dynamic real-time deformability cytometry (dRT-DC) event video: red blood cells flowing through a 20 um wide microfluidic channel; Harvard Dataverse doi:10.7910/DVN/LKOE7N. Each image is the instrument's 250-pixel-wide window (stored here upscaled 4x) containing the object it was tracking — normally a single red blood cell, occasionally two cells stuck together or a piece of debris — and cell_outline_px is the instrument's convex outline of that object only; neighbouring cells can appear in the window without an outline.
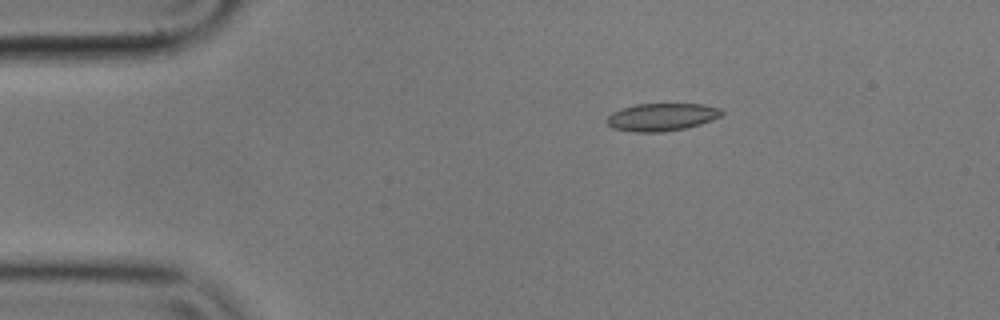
{"species": "common noctule bat (a hibernating species)", "species_latin": "Nyctalus noctula", "temperature_condition": "cold", "stored_images_in_passage": 3, "camera_frame_rate_fps": 3000, "um_per_image_px": 0.085, "animal": {"sex": "male", "body_mass_g": 17.9}, "frame": {"image": 1, "passage_image": 1, "time_ms": 0.0, "image_size_px": [1000, 320], "cell_outline_px": [[724, 112], [720, 116], [712, 120], [700, 124], [684, 128], [664, 132], [636, 132], [612, 128], [604, 120], [612, 112], [620, 108], [636, 104], [704, 104], [720, 108]], "centroid_in_image_um": [56.22, 9.94], "position_along_channel_um": 28.8, "area_um2": 18.61}}